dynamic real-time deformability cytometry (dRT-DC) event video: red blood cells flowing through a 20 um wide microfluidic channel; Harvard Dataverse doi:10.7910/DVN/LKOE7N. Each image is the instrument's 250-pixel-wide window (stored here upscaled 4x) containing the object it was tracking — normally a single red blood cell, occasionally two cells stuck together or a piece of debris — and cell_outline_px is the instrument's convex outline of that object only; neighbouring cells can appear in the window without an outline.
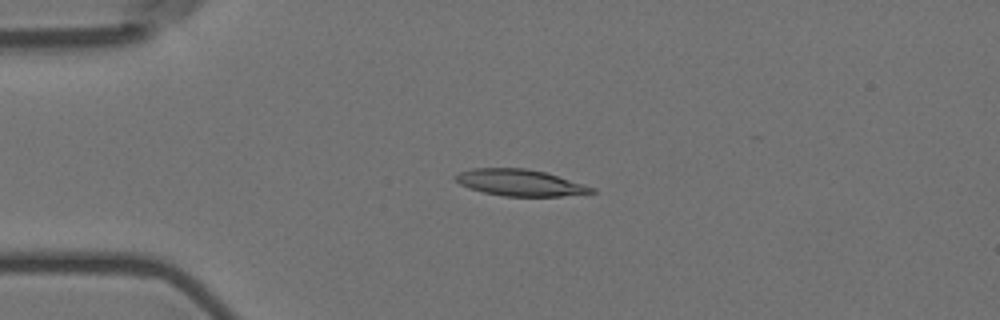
{"species": "Egyptian fruit bat (a non-hibernating species)", "species_latin": "Rousettus aegyptiacus", "temperature_condition": "room temperature", "stored_images_in_passage": 47, "camera_frame_rate_fps": 3000, "um_per_image_px": 0.085, "animal": {"sex": "female"}, "frame": {"image": 1, "passage_image": 4, "time_ms": 1.0, "image_size_px": [1000, 320], "cell_outline_px": [[596, 192], [560, 196], [504, 196], [484, 192], [468, 188], [460, 184], [452, 176], [460, 172], [472, 168], [524, 168], [544, 172], [596, 188]], "centroid_in_image_um": [44.16, 15.52], "position_along_channel_um": 40.8, "area_um2": 20.81}}
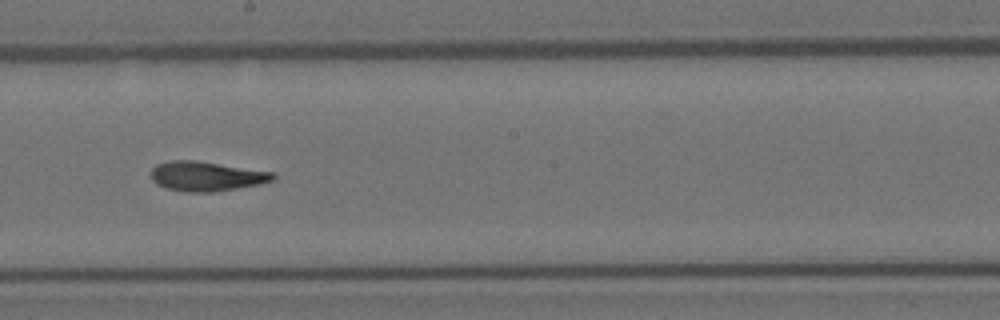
{"frame": {"image": 2, "passage_image": 22, "time_ms": 7.0, "image_size_px": [1000, 320], "cell_outline_px": [[276, 176], [272, 180], [260, 184], [212, 192], [188, 192], [164, 188], [156, 184], [152, 180], [152, 168], [156, 164], [172, 160], [196, 160], [276, 172]], "centroid_in_image_um": [17.55, 14.97], "position_along_channel_um": 230.7, "area_um2": 21.15}}
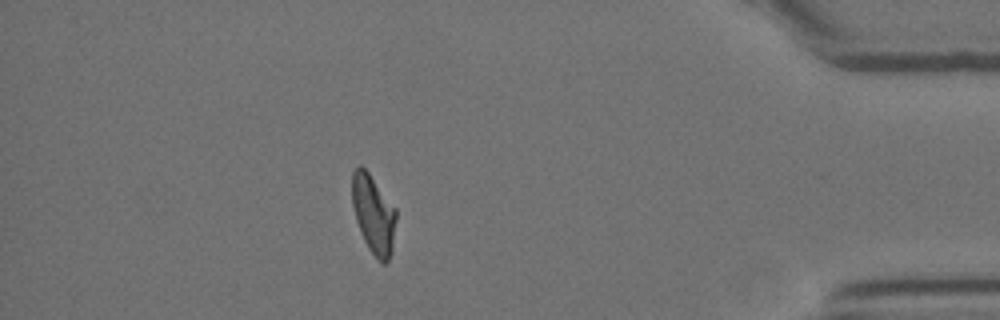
{"frame": {"image": 3, "passage_image": 40, "time_ms": 13.0, "image_size_px": [1000, 320], "cell_outline_px": [[396, 220], [392, 252], [388, 260], [384, 264], [380, 264], [368, 248], [360, 232], [356, 220], [352, 204], [352, 172], [360, 164], [368, 172], [396, 208]], "centroid_in_image_um": [31.75, 18.24], "position_along_channel_um": 403.5, "area_um2": 20.29}, "authors_computed_cell_mechanics": {"area_um2": 20.6924, "velocity_mm_per_s": 3.6167, "shape_relaxation_time_tau1_ms": 8.2879, "shape_relaxation_time_tau2_ms": 3.78, "deformation_change_tau1": 0.2453, "deformation_change_tau2": 0.1229}}